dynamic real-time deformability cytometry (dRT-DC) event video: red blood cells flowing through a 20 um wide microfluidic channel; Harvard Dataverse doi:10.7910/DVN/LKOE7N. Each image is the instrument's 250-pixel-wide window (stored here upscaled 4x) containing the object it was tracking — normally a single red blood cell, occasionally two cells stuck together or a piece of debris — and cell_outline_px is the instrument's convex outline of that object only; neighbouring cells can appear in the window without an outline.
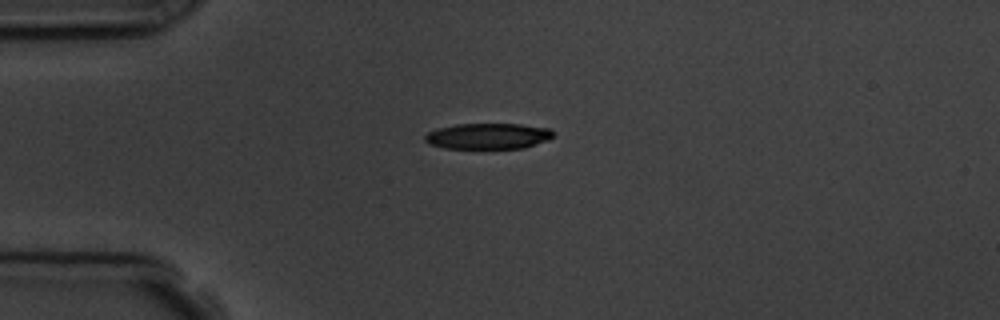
{"species": "common noctule bat (a hibernating species)", "species_latin": "Nyctalus noctula", "temperature_condition": "room temperature", "stored_images_in_passage": 4, "camera_frame_rate_fps": 3000, "um_per_image_px": 0.085, "animal": {"sex": "male", "body_mass_g": 19.5, "forearm_length_mm": 54.6}, "frame": {"image": 1, "passage_image": 4, "time_ms": 4.0, "image_size_px": [1000, 320], "cell_outline_px": [[556, 136], [548, 140], [524, 148], [444, 148], [428, 144], [424, 140], [424, 136], [428, 132], [440, 128], [456, 124], [520, 124], [548, 128], [556, 132]], "centroid_in_image_um": [41.52, 11.57], "position_along_channel_um": 43.5, "area_um2": 19.42}}